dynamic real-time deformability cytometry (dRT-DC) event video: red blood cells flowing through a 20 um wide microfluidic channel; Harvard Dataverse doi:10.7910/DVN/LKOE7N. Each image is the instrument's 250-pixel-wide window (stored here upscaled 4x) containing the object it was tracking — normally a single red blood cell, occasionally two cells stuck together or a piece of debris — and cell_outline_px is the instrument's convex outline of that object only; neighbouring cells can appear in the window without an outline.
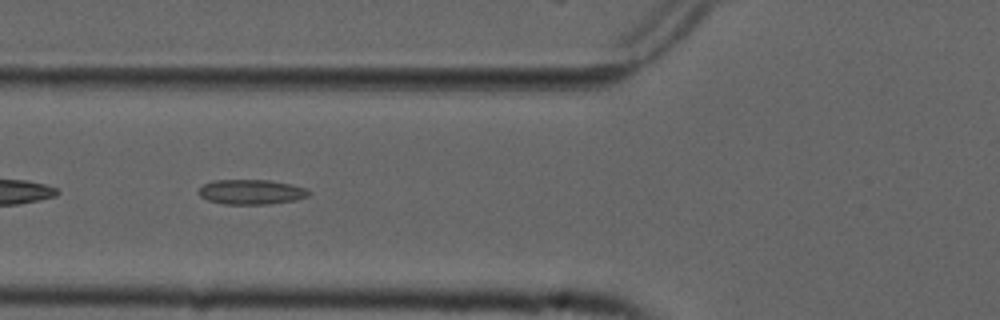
{"species": "common noctule bat (a hibernating species)", "species_latin": "Nyctalus noctula", "temperature_condition": "cold", "stored_images_in_passage": 10, "camera_frame_rate_fps": 3000, "um_per_image_px": 0.085, "animal": {"sex": "male", "forearm_length_mm": 52.5}, "frame": {"image": 1, "passage_image": 6, "time_ms": 1.667, "image_size_px": [1000, 320], "cell_outline_px": [[312, 192], [308, 196], [296, 200], [268, 204], [224, 204], [208, 200], [200, 196], [196, 192], [204, 184], [212, 180], [268, 180], [288, 184], [304, 188]], "centroid_in_image_um": [21.32, 16.32], "position_along_channel_um": 104.5, "area_um2": 15.9}}
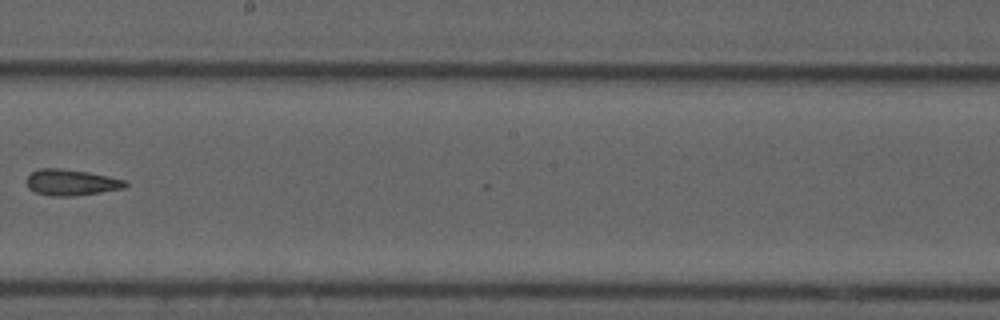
{"frame": {"image": 2, "passage_image": 9, "time_ms": 2.667, "image_size_px": [1000, 320], "cell_outline_px": [[128, 184], [124, 188], [100, 192], [72, 196], [52, 196], [36, 192], [28, 188], [28, 176], [32, 172], [40, 168], [60, 168], [88, 172], [108, 176], [124, 180]], "centroid_in_image_um": [6.05, 15.5], "position_along_channel_um": 242.1, "area_um2": 14.8}}
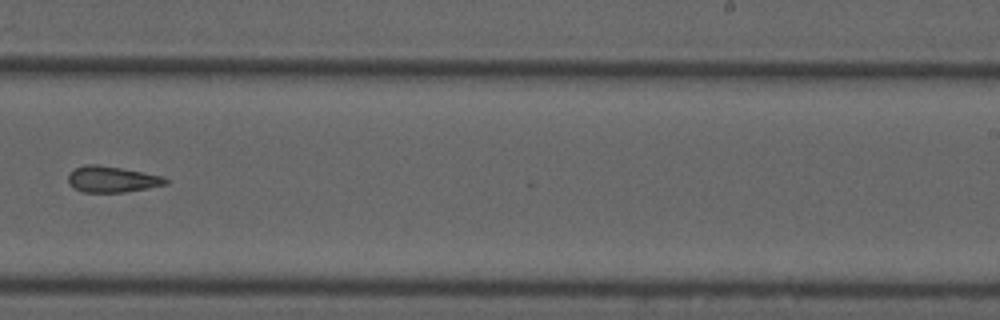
{"frame": {"image": 3, "passage_image": 10, "time_ms": 3.0, "image_size_px": [1000, 320], "cell_outline_px": [[168, 184], [148, 188], [124, 192], [84, 192], [72, 188], [68, 180], [68, 176], [76, 168], [84, 164], [96, 164], [120, 168], [164, 176], [168, 180]], "centroid_in_image_um": [9.53, 15.24], "position_along_channel_um": 279.5, "area_um2": 14.74}}